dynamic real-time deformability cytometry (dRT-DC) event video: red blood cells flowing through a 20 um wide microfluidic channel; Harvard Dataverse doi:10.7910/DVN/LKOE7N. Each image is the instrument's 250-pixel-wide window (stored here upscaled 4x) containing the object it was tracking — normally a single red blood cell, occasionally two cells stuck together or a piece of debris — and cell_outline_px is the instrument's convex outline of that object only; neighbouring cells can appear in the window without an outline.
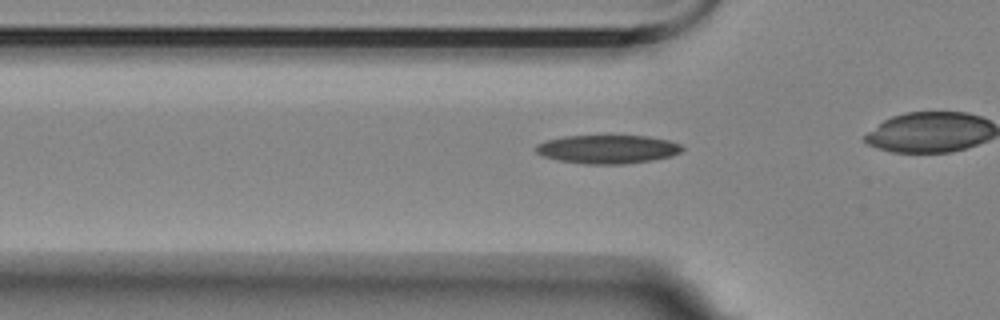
{"species": "Egyptian fruit bat (a non-hibernating species)", "species_latin": "Rousettus aegyptiacus", "temperature_condition": "room temperature", "stored_images_in_passage": 36, "camera_frame_rate_fps": 3000, "um_per_image_px": 0.085, "animal": {"sex": "female"}, "frame": {"image": 1, "passage_image": 10, "time_ms": 3.0, "image_size_px": [1000, 320], "cell_outline_px": [[684, 148], [680, 152], [672, 156], [652, 160], [624, 164], [584, 164], [560, 160], [544, 156], [536, 152], [532, 148], [536, 144], [544, 140], [564, 136], [648, 136], [668, 140], [680, 144]], "centroid_in_image_um": [51.62, 12.68], "position_along_channel_um": 74.2, "area_um2": 24.45}}
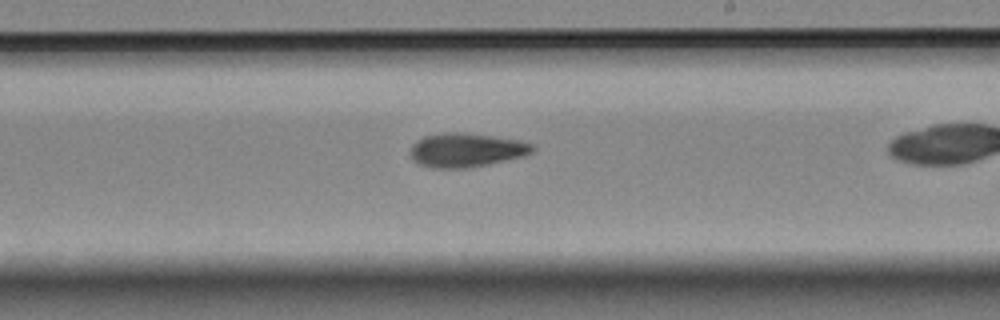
{"frame": {"image": 2, "passage_image": 25, "time_ms": 8.0, "image_size_px": [1000, 320], "cell_outline_px": [[536, 148], [532, 152], [520, 156], [488, 164], [468, 168], [428, 168], [412, 160], [412, 144], [416, 140], [424, 136], [444, 132], [460, 132], [520, 140], [532, 144]], "centroid_in_image_um": [39.59, 12.75], "position_along_channel_um": 249.4, "area_um2": 23.99}}
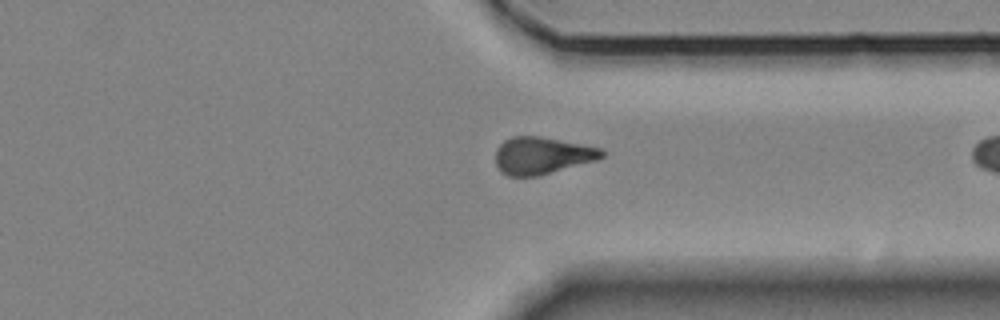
{"frame": {"image": 3, "passage_image": 35, "time_ms": 11.333, "image_size_px": [1000, 320], "cell_outline_px": [[604, 156], [596, 160], [536, 176], [508, 176], [500, 172], [496, 164], [496, 148], [504, 140], [512, 136], [536, 136], [580, 144], [600, 148], [604, 152]], "centroid_in_image_um": [46.02, 13.22], "position_along_channel_um": 365.4, "area_um2": 22.66}}